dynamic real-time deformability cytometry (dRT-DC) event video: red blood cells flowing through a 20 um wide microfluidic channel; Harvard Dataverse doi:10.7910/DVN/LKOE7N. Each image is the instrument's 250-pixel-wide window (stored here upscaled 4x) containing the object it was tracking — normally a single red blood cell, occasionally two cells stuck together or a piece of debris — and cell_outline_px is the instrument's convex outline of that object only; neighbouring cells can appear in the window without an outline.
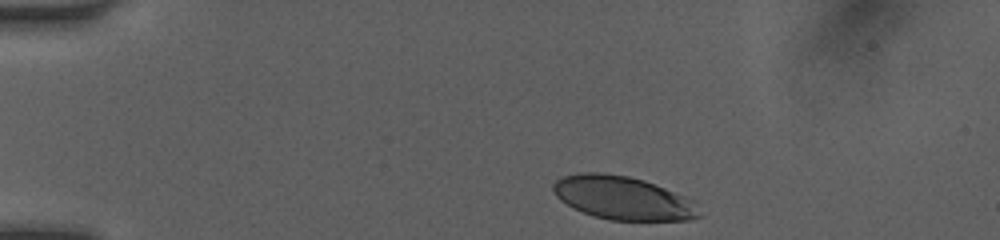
{"species": "human", "species_latin": "Homo sapiens", "temperature_condition": "room temperature", "stored_images_in_passage": 34, "camera_frame_rate_fps": 3000, "um_per_image_px": 0.085, "donor": {"sex": "female"}, "frame": {"image": 1, "passage_image": 1, "time_ms": 0.0, "image_size_px": [1000, 240], "cell_outline_px": [[704, 216], [692, 220], [608, 220], [572, 208], [560, 200], [556, 196], [552, 188], [552, 184], [556, 180], [564, 176], [580, 172], [604, 172], [628, 176], [644, 180], [684, 196], [692, 200]], "centroid_in_image_um": [52.94, 16.83], "position_along_channel_um": 32.1, "area_um2": 36.99}}
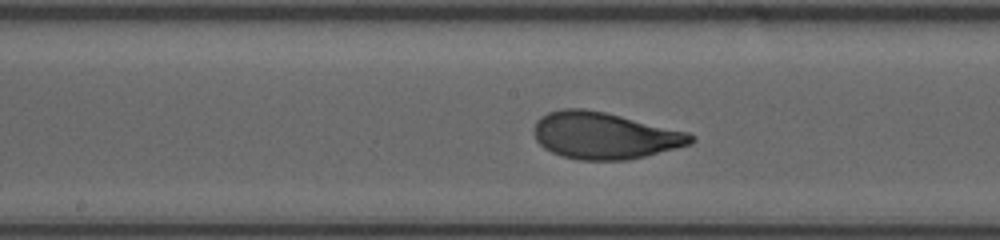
{"frame": {"image": 2, "passage_image": 18, "time_ms": 5.667, "image_size_px": [1000, 240], "cell_outline_px": [[696, 140], [692, 144], [628, 160], [580, 160], [560, 156], [544, 148], [536, 140], [532, 132], [532, 128], [536, 120], [540, 116], [548, 112], [564, 108], [584, 108], [604, 112], [692, 132], [696, 136]], "centroid_in_image_um": [51.39, 11.52], "position_along_channel_um": 196.8, "area_um2": 43.29}}
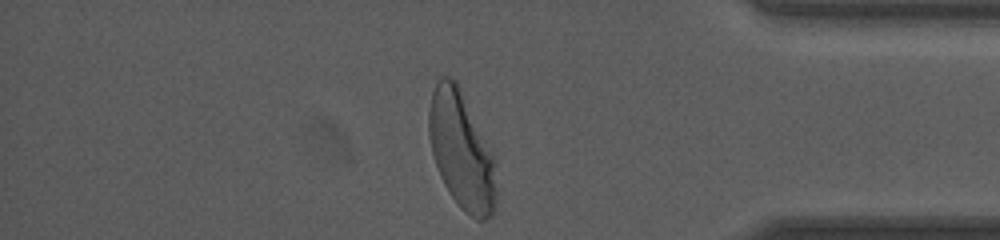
{"frame": {"image": 3, "passage_image": 34, "time_ms": 11.0, "image_size_px": [1000, 240], "cell_outline_px": [[496, 200], [492, 216], [484, 220], [476, 220], [464, 212], [460, 208], [448, 192], [440, 176], [432, 152], [428, 132], [428, 108], [432, 92], [440, 76], [448, 76], [456, 80], [496, 156]], "centroid_in_image_um": [39.25, 12.8], "position_along_channel_um": 396.0, "area_um2": 46.93}, "authors_computed_cell_mechanics": {"area_um2": 42.3674, "velocity_mm_per_s": 4.1512, "shape_relaxation_time_tau1_ms": 2.9998, "shape_relaxation_time_tau2_ms": null, "deformation_change_tau1": 0.1628, "deformation_change_tau2": null}}